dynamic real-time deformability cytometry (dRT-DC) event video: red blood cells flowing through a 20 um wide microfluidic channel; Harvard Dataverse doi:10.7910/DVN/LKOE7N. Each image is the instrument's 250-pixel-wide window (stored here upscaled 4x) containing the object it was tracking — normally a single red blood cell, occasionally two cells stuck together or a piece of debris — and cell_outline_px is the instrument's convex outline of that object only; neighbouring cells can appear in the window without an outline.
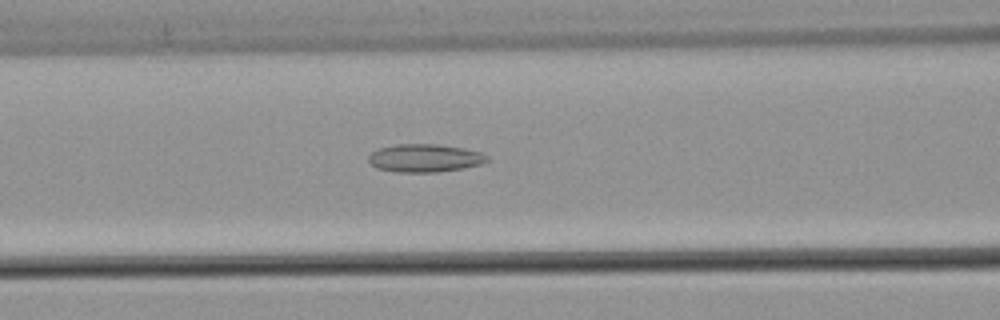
{"species": "common noctule bat (a hibernating species)", "species_latin": "Nyctalus noctula", "temperature_condition": "warm", "stored_images_in_passage": 50, "camera_frame_rate_fps": 3000, "um_per_image_px": 0.085, "animal": {"sex": "male", "body_mass_g": 21.5, "forearm_length_mm": 52.0}, "frame": {"image": 1, "passage_image": 19, "time_ms": 6.0, "image_size_px": [1000, 320], "cell_outline_px": [[488, 160], [480, 164], [464, 168], [436, 172], [396, 172], [376, 168], [368, 160], [368, 156], [372, 152], [380, 148], [396, 144], [436, 144], [464, 148], [480, 152], [488, 156]], "centroid_in_image_um": [36.09, 13.44], "position_along_channel_um": 130.5, "area_um2": 19.31}}
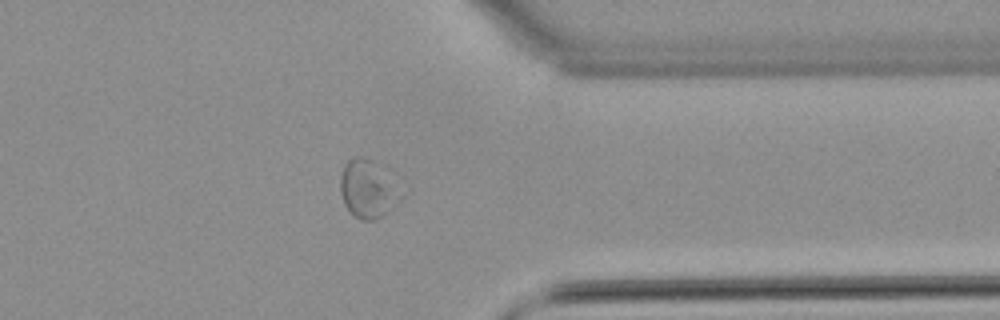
{"frame": {"image": 2, "passage_image": 39, "time_ms": 12.667, "image_size_px": [1000, 320], "cell_outline_px": [[404, 196], [384, 216], [376, 220], [360, 220], [352, 216], [344, 204], [340, 192], [340, 176], [344, 164], [352, 156], [364, 156]], "centroid_in_image_um": [31.17, 16.16], "position_along_channel_um": 380.2, "area_um2": 19.71}}
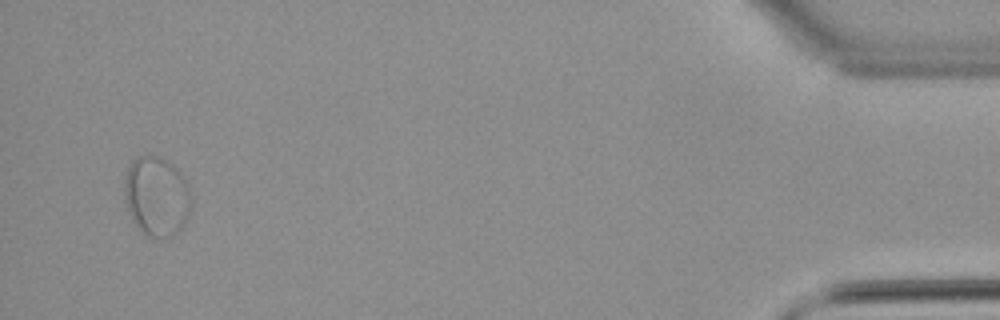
{"frame": {"image": 3, "passage_image": 48, "time_ms": 15.667, "image_size_px": [1000, 320], "cell_outline_px": [[192, 200], [188, 212], [180, 228], [172, 236], [160, 240], [144, 236], [132, 220], [128, 208], [124, 192], [124, 184], [128, 168], [132, 160], [140, 156], [156, 156], [168, 160], [180, 172], [188, 184], [192, 196]], "centroid_in_image_um": [13.31, 16.71], "position_along_channel_um": 421.9, "area_um2": 31.1}, "authors_computed_cell_mechanics": {"area_um2": 21.8484, "velocity_mm_per_s": 3.862, "shape_relaxation_time_tau1_ms": null, "shape_relaxation_time_tau2_ms": 2.4234, "deformation_change_tau1": null, "deformation_change_tau2": 0.081}}